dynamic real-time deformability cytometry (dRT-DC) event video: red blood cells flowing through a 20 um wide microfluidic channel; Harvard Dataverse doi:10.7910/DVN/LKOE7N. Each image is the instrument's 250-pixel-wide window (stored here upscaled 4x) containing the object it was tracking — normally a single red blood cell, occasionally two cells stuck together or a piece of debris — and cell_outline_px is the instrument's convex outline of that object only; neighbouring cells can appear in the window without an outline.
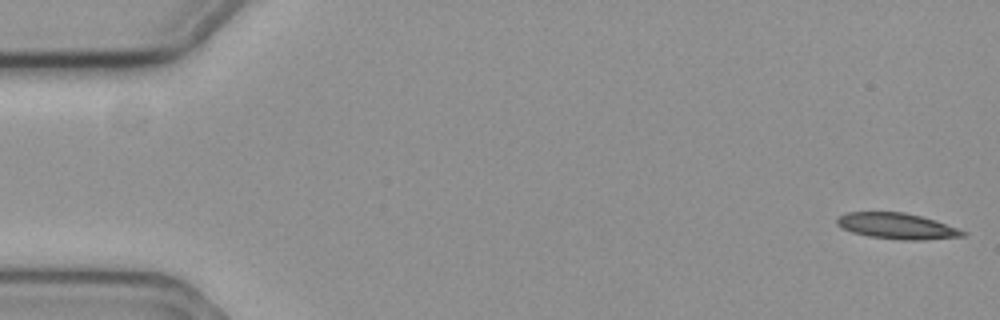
{"species": "common noctule bat (a hibernating species)", "species_latin": "Nyctalus noctula", "temperature_condition": "cold", "stored_images_in_passage": 5, "camera_frame_rate_fps": 3000, "um_per_image_px": 0.085, "animal": {"sex": "female", "body_mass_g": 19.3, "forearm_length_mm": 54.1}, "frame": {"image": 1, "passage_image": 1, "time_ms": 0.0, "image_size_px": [1000, 320], "cell_outline_px": [[968, 232], [964, 236], [924, 240], [900, 240], [868, 236], [852, 232], [836, 224], [836, 216], [848, 212], [904, 212], [936, 220]], "centroid_in_image_um": [76.24, 19.21], "position_along_channel_um": 8.8, "area_um2": 19.07}}